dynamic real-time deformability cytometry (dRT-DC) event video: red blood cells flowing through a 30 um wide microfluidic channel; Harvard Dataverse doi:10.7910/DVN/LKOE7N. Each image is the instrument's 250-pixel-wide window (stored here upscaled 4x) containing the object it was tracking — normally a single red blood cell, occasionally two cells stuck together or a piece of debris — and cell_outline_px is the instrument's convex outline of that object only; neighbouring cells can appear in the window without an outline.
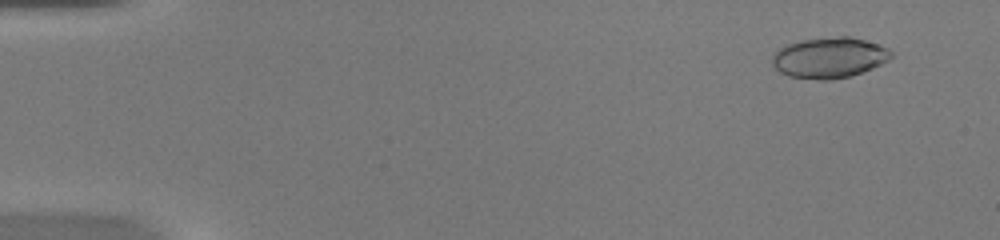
{"species": "common noctule bat (a hibernating species)", "species_latin": "Nyctalus noctula", "temperature_condition": "warm", "stored_images_in_passage": 49, "camera_frame_rate_fps": 3000, "um_per_image_px": 0.085, "animal": {"sex": "female", "body_mass_g": 20.0, "forearm_length_mm": 54.0}, "frame": {"image": 1, "passage_image": 4, "time_ms": 1.0, "image_size_px": [1000, 240], "cell_outline_px": [[892, 56], [888, 60], [872, 68], [852, 76], [832, 80], [820, 80], [788, 76], [780, 72], [772, 64], [772, 56], [780, 48], [788, 44], [800, 40], [840, 36], [848, 36], [880, 44], [888, 48], [892, 52]], "centroid_in_image_um": [70.5, 4.91], "position_along_channel_um": 14.5, "area_um2": 28.21}}